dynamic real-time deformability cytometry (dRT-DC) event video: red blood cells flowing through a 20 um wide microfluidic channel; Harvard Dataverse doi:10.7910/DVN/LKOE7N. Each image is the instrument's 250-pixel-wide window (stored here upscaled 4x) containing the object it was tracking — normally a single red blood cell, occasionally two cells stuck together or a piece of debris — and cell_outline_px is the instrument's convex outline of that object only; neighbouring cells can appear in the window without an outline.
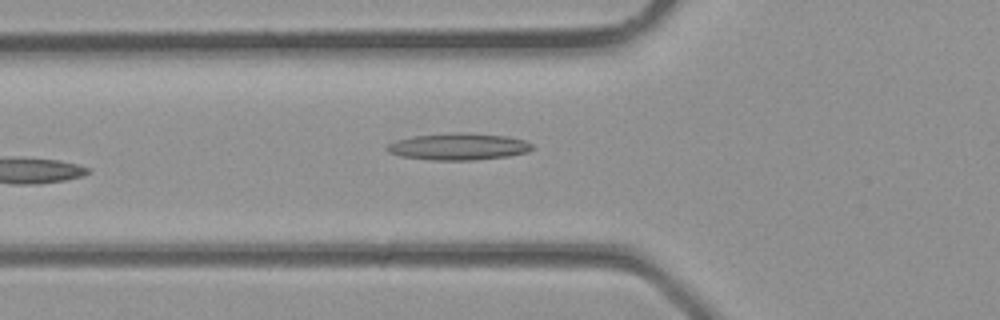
{"species": "common noctule bat (a hibernating species)", "species_latin": "Nyctalus noctula", "temperature_condition": "room temperature", "stored_images_in_passage": 5, "camera_frame_rate_fps": 3000, "um_per_image_px": 0.085, "animal": {"sex": "male", "body_mass_g": 23.1, "forearm_length_mm": 52.7}, "frame": {"image": 1, "passage_image": 4, "time_ms": 1.0, "image_size_px": [1000, 320], "cell_outline_px": [[532, 148], [528, 152], [508, 156], [476, 160], [432, 160], [400, 156], [388, 152], [384, 148], [388, 144], [396, 140], [412, 136], [460, 132], [508, 136], [524, 140], [532, 144]], "centroid_in_image_um": [38.95, 12.46], "position_along_channel_um": 86.8, "area_um2": 22.72}}